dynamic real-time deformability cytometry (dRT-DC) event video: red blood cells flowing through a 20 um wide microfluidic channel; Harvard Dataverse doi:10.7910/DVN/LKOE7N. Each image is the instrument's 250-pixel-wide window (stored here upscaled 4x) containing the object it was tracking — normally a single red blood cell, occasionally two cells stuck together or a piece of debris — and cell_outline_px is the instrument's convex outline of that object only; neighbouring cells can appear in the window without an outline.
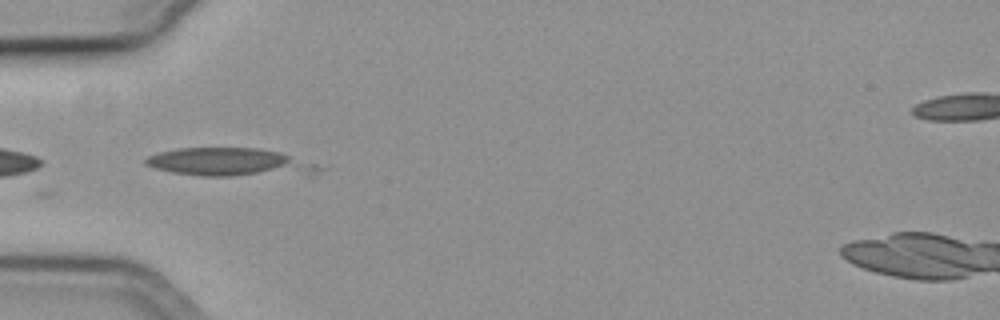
{"species": "common noctule bat (a hibernating species)", "species_latin": "Nyctalus noctula", "temperature_condition": "cold", "stored_images_in_passage": 7, "camera_frame_rate_fps": 3000, "um_per_image_px": 0.085, "animal": {"sex": "female", "body_mass_g": 19.3, "forearm_length_mm": 54.1}, "frame": {"image": 1, "passage_image": 1, "time_ms": 0.0, "image_size_px": [1000, 320], "cell_outline_px": [[328, 168], [312, 176], [200, 176], [172, 172], [156, 168], [144, 164], [144, 160], [148, 156], [156, 152], [176, 148], [256, 148], [280, 152], [328, 164]], "centroid_in_image_um": [19.83, 13.82], "position_along_channel_um": 65.2, "area_um2": 30.06}}